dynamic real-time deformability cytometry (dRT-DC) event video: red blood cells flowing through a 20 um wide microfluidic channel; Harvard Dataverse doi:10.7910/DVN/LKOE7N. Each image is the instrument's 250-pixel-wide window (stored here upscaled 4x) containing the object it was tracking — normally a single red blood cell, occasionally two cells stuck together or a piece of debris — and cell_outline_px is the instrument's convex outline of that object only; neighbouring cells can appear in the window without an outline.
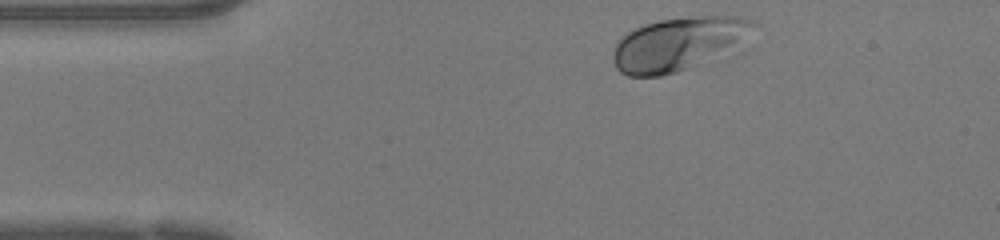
{"species": "human", "species_latin": "Homo sapiens", "temperature_condition": "warm", "stored_images_in_passage": 35, "camera_frame_rate_fps": 3000, "um_per_image_px": 0.085, "donor": {"sex": "female"}, "frame": {"image": 1, "passage_image": 1, "time_ms": 0.0, "image_size_px": [1000, 240], "cell_outline_px": [[760, 24], [736, 40], [688, 68], [676, 72], [660, 76], [628, 76], [620, 72], [616, 68], [612, 60], [612, 52], [616, 44], [628, 32], [644, 24], [660, 20], [700, 16], [744, 16], [756, 20]], "centroid_in_image_um": [57.5, 3.7], "position_along_channel_um": 27.5, "area_um2": 41.67}}
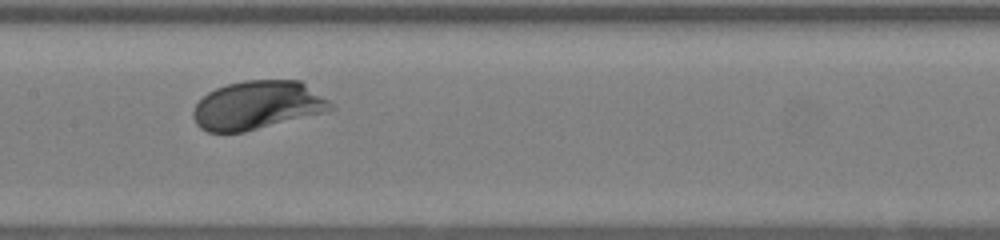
{"frame": {"image": 2, "passage_image": 16, "time_ms": 5.0, "image_size_px": [1000, 240], "cell_outline_px": [[336, 108], [324, 112], [244, 132], [208, 132], [200, 128], [196, 124], [192, 116], [192, 112], [196, 104], [208, 92], [216, 88], [228, 84], [244, 80], [300, 80], [328, 100]], "centroid_in_image_um": [21.85, 8.94], "position_along_channel_um": 185.5, "area_um2": 38.67}}
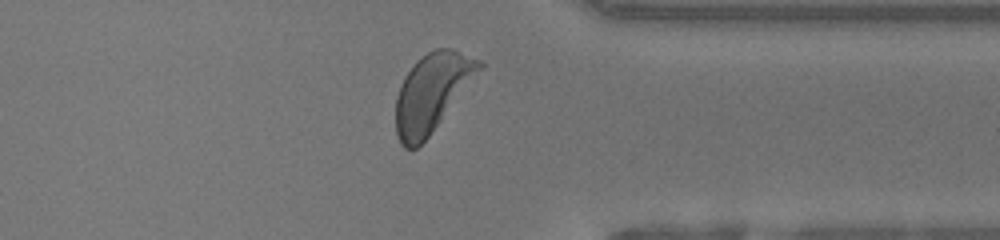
{"frame": {"image": 3, "passage_image": 30, "time_ms": 9.667, "image_size_px": [1000, 240], "cell_outline_px": [[484, 68], [428, 136], [416, 148], [404, 148], [400, 144], [396, 132], [396, 96], [404, 76], [416, 60], [428, 52], [436, 48], [448, 48], [484, 60]], "centroid_in_image_um": [36.73, 7.84], "position_along_channel_um": 374.7, "area_um2": 37.8}, "authors_computed_cell_mechanics": {"area_um2": 38.148, "velocity_mm_per_s": 4.214, "shape_relaxation_time_tau1_ms": 1.1245, "shape_relaxation_time_tau2_ms": null, "deformation_change_tau1": 0.1198, "deformation_change_tau2": null}}